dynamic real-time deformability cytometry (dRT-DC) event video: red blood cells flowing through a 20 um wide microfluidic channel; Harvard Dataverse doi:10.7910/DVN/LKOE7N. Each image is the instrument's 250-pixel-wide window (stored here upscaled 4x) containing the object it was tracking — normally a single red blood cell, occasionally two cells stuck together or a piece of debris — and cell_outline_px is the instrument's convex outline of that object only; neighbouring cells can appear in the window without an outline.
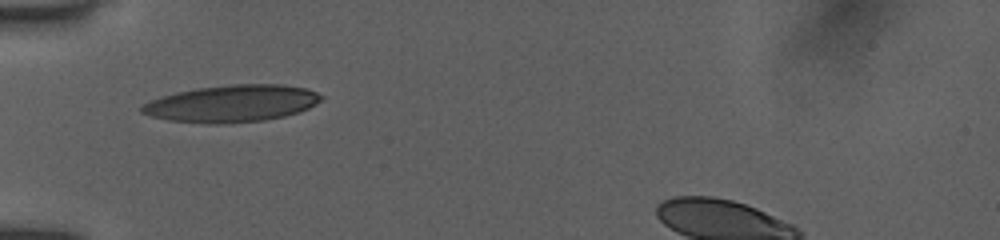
{"species": "human", "species_latin": "Homo sapiens", "temperature_condition": "room temperature", "stored_images_in_passage": 44, "camera_frame_rate_fps": 3000, "um_per_image_px": 0.085, "donor": {"sex": "female"}, "frame": {"image": 1, "passage_image": 1, "time_ms": 0.0, "image_size_px": [1000, 240], "cell_outline_px": [[324, 96], [316, 104], [300, 112], [284, 116], [264, 120], [220, 124], [208, 124], [168, 120], [152, 116], [140, 112], [140, 108], [144, 104], [160, 96], [176, 92], [196, 88], [232, 84], [284, 84], [308, 88]], "centroid_in_image_um": [19.73, 8.79], "position_along_channel_um": 65.3, "area_um2": 38.84}}
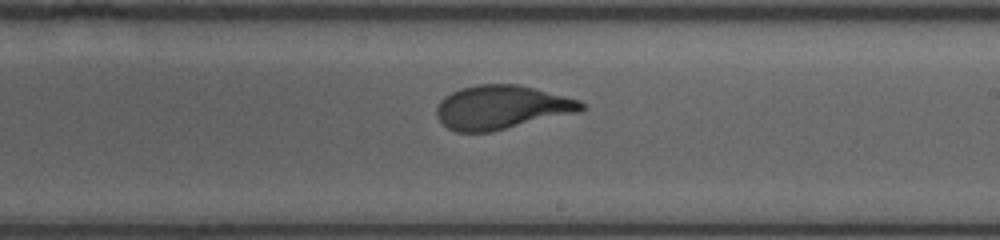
{"frame": {"image": 2, "passage_image": 14, "time_ms": 4.667, "image_size_px": [1000, 240], "cell_outline_px": [[588, 108], [580, 112], [492, 132], [456, 132], [448, 128], [436, 116], [436, 108], [440, 100], [444, 96], [460, 88], [476, 84], [516, 84], [580, 100], [588, 104]], "centroid_in_image_um": [42.66, 9.13], "position_along_channel_um": 246.3, "area_um2": 37.22}}
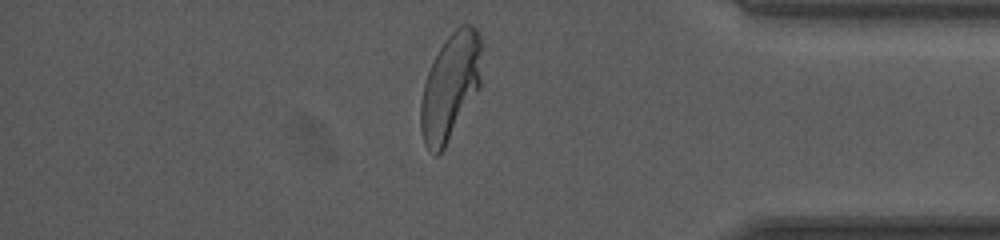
{"frame": {"image": 3, "passage_image": 33, "time_ms": 9.0, "image_size_px": [1000, 240], "cell_outline_px": [[480, 88], [444, 148], [436, 156], [432, 156], [428, 152], [424, 144], [420, 132], [420, 100], [424, 84], [428, 72], [440, 48], [448, 36], [460, 24], [472, 24], [476, 28], [480, 36]], "centroid_in_image_um": [38.25, 7.41], "position_along_channel_um": 396.9, "area_um2": 37.8}}